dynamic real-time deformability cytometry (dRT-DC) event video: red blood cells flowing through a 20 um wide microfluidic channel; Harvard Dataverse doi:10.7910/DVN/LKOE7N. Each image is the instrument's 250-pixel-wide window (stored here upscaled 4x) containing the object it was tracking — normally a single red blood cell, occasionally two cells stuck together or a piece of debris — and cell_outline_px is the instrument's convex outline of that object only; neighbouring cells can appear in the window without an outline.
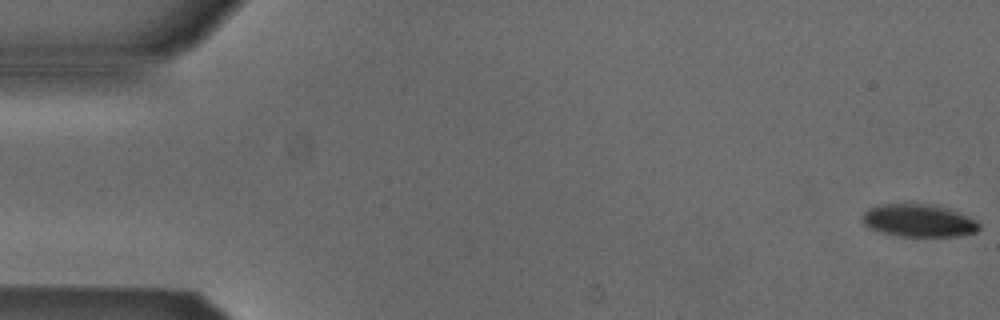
{"species": "Egyptian fruit bat (a non-hibernating species)", "species_latin": "Rousettus aegyptiacus", "temperature_condition": "cold", "stored_images_in_passage": 53, "camera_frame_rate_fps": 3000, "um_per_image_px": 0.085, "animal": {"sex": "male"}, "frame": {"image": 1, "passage_image": 1, "time_ms": 0.0, "image_size_px": [1000, 320], "cell_outline_px": [[980, 228], [976, 232], [960, 236], [900, 236], [880, 232], [868, 228], [864, 224], [864, 212], [868, 208], [880, 204], [932, 204], [948, 208], [968, 216], [976, 220], [980, 224]], "centroid_in_image_um": [78.11, 18.75], "position_along_channel_um": 6.9, "area_um2": 22.25}}
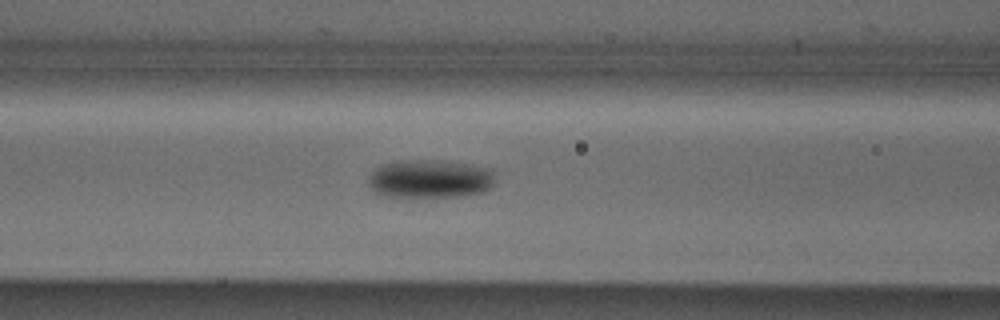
{"frame": {"image": 2, "passage_image": 22, "time_ms": 7.0, "image_size_px": [1000, 320], "cell_outline_px": [[492, 184], [484, 192], [464, 196], [392, 196], [376, 192], [368, 184], [368, 176], [376, 168], [384, 164], [396, 160], [444, 160], [472, 164], [492, 168]], "centroid_in_image_um": [36.56, 15.17], "position_along_channel_um": 130.0, "area_um2": 28.32}}
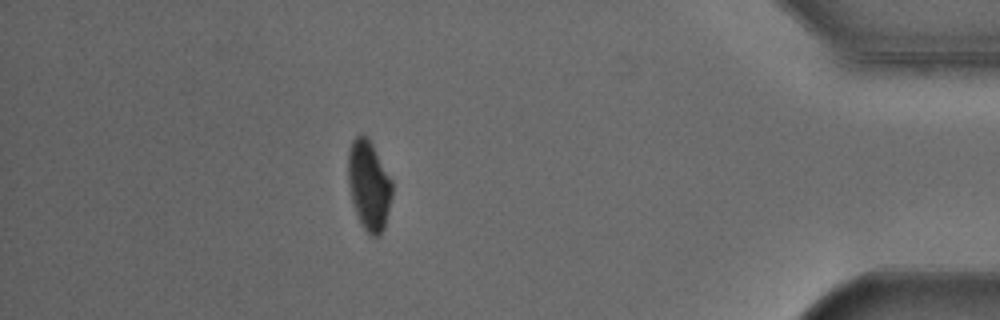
{"frame": {"image": 3, "passage_image": 47, "time_ms": 15.333, "image_size_px": [1000, 320], "cell_outline_px": [[392, 196], [384, 228], [380, 236], [368, 236], [356, 212], [352, 200], [348, 184], [348, 152], [352, 140], [356, 136], [368, 136], [392, 180]], "centroid_in_image_um": [31.36, 15.76], "position_along_channel_um": 403.8, "area_um2": 22.95}, "authors_computed_cell_mechanics": {"area_um2": 25.0274, "velocity_mm_per_s": 3.8647, "shape_relaxation_time_tau1_ms": 4.8459, "shape_relaxation_time_tau2_ms": null, "deformation_change_tau1": 0.1229, "deformation_change_tau2": null}}